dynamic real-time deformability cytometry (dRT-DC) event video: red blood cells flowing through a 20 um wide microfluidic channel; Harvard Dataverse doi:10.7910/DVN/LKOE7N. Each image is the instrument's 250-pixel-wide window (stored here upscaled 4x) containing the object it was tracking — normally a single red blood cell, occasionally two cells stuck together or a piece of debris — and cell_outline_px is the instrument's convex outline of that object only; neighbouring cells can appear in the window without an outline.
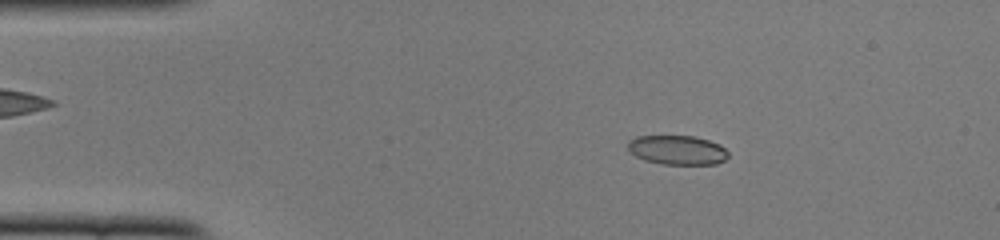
{"species": "common noctule bat (a hibernating species)", "species_latin": "Nyctalus noctula", "temperature_condition": "cold", "stored_images_in_passage": 50, "camera_frame_rate_fps": 3000, "um_per_image_px": 0.085, "animal": {"sex": "female", "body_mass_g": 22.0, "forearm_length_mm": 56.7}, "frame": {"image": 1, "passage_image": 8, "time_ms": 2.333, "image_size_px": [1000, 240], "cell_outline_px": [[728, 156], [724, 160], [716, 164], [660, 164], [644, 160], [636, 156], [628, 148], [628, 140], [636, 136], [696, 136], [720, 144], [728, 152]], "centroid_in_image_um": [57.57, 12.75], "position_along_channel_um": 27.4, "area_um2": 17.17}}
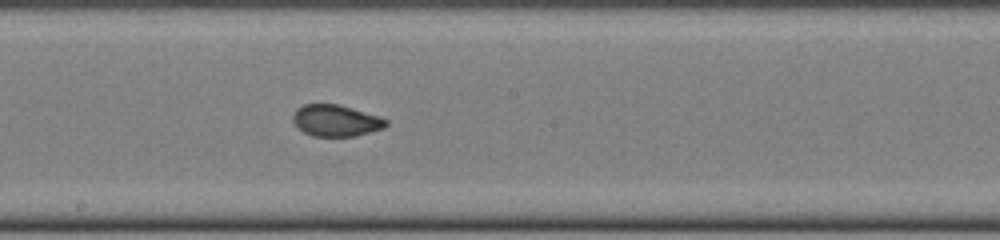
{"frame": {"image": 2, "passage_image": 27, "time_ms": 8.667, "image_size_px": [1000, 240], "cell_outline_px": [[388, 124], [384, 128], [356, 136], [312, 136], [304, 132], [292, 120], [292, 116], [296, 108], [304, 104], [340, 104], [380, 116], [388, 120]], "centroid_in_image_um": [28.57, 10.24], "position_along_channel_um": 219.6, "area_um2": 17.22}}
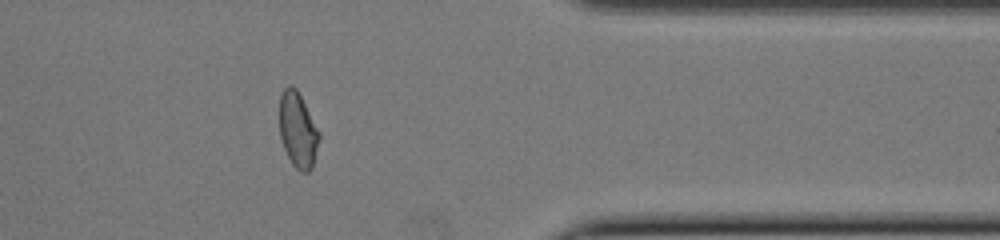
{"frame": {"image": 3, "passage_image": 41, "time_ms": 13.333, "image_size_px": [1000, 240], "cell_outline_px": [[320, 136], [312, 168], [308, 172], [300, 172], [292, 164], [284, 148], [280, 136], [280, 96], [284, 88], [288, 84], [292, 84], [296, 88], [320, 132]], "centroid_in_image_um": [25.32, 11.04], "position_along_channel_um": 386.1, "area_um2": 17.34}, "authors_computed_cell_mechanics": {"area_um2": 17.6868, "velocity_mm_per_s": 3.9138, "shape_relaxation_time_tau1_ms": null, "shape_relaxation_time_tau2_ms": 0.8313, "deformation_change_tau1": null, "deformation_change_tau2": 0.0447}}